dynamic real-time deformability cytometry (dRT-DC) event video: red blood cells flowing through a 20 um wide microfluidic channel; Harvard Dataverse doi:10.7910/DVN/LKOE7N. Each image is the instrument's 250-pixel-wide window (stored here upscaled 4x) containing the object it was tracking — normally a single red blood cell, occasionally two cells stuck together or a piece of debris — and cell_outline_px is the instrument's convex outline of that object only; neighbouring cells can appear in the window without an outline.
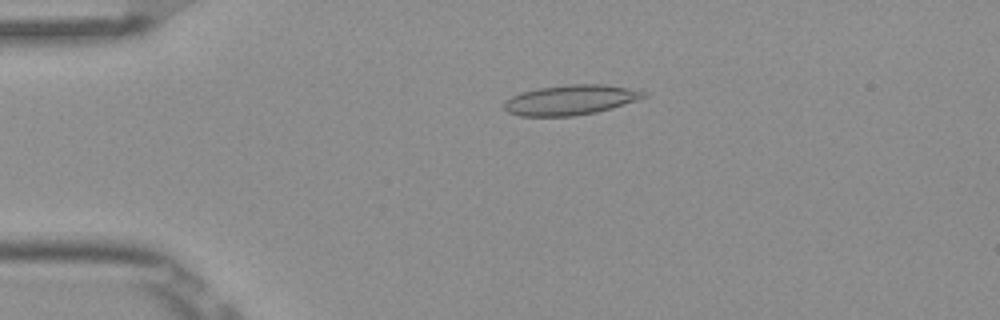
{"species": "Egyptian fruit bat (a non-hibernating species)", "species_latin": "Rousettus aegyptiacus", "temperature_condition": "room temperature", "stored_images_in_passage": 5, "camera_frame_rate_fps": 3000, "um_per_image_px": 0.085, "frame": {"image": 1, "passage_image": 4, "time_ms": 1.0, "image_size_px": [1000, 320], "cell_outline_px": [[648, 96], [612, 108], [596, 112], [572, 116], [520, 116], [508, 112], [504, 108], [504, 104], [512, 96], [520, 92], [536, 88], [568, 84], [604, 84], [644, 92]], "centroid_in_image_um": [48.45, 8.49], "position_along_channel_um": 36.5, "area_um2": 24.16}}